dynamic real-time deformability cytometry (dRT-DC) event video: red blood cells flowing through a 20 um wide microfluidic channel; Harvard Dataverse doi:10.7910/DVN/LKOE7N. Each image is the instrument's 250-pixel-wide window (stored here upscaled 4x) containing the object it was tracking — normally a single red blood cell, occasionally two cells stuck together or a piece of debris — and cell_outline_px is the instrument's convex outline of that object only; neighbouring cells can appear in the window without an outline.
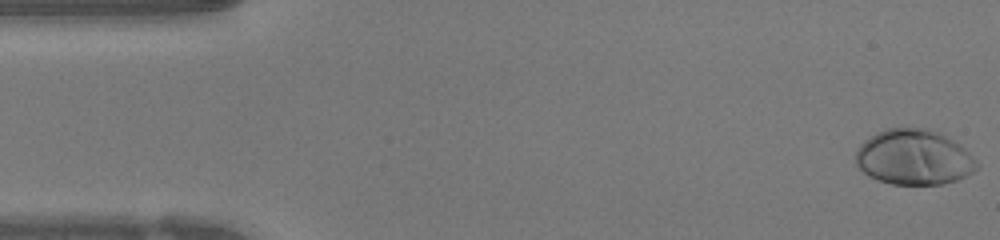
{"species": "human", "species_latin": "Homo sapiens", "temperature_condition": "warm", "stored_images_in_passage": 47, "camera_frame_rate_fps": 3000, "um_per_image_px": 0.085, "donor": {"sex": "female"}, "frame": {"image": 1, "passage_image": 1, "time_ms": 0.0, "image_size_px": [1000, 240], "cell_outline_px": [[980, 168], [956, 180], [940, 184], [892, 184], [868, 176], [856, 164], [856, 152], [860, 144], [864, 140], [876, 132], [884, 128], [924, 128], [944, 132], [960, 144], [980, 164]], "centroid_in_image_um": [77.7, 13.34], "position_along_channel_um": 7.3, "area_um2": 39.3}}
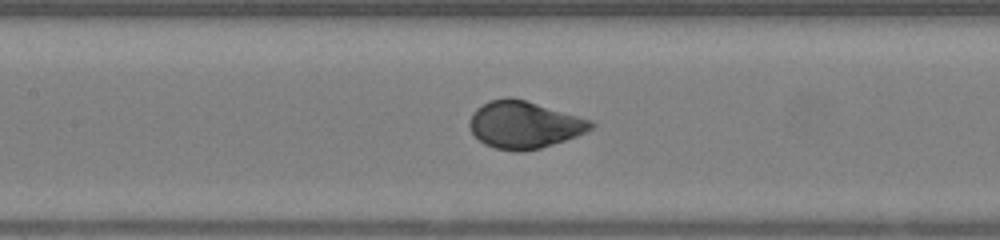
{"frame": {"image": 2, "passage_image": 21, "time_ms": 6.667, "image_size_px": [1000, 240], "cell_outline_px": [[596, 124], [592, 128], [576, 136], [540, 148], [520, 152], [516, 152], [496, 148], [484, 144], [472, 132], [468, 124], [472, 112], [476, 108], [488, 100], [508, 96], [524, 100], [592, 120]], "centroid_in_image_um": [44.52, 10.6], "position_along_channel_um": 162.9, "area_um2": 33.23}}
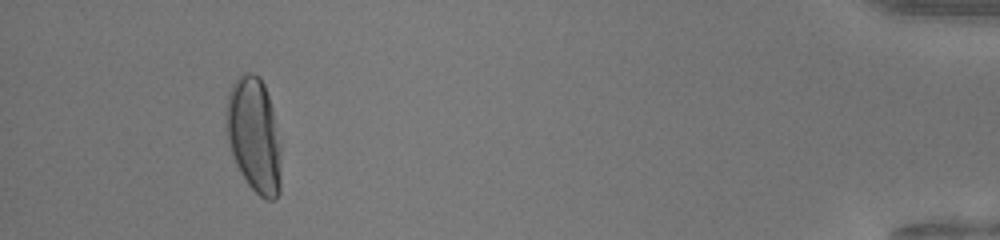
{"frame": {"image": 3, "passage_image": 44, "time_ms": 14.333, "image_size_px": [1000, 240], "cell_outline_px": [[280, 192], [276, 200], [264, 200], [248, 184], [240, 172], [232, 156], [228, 140], [224, 112], [228, 92], [232, 84], [244, 72], [252, 72], [260, 76], [264, 84], [272, 108], [280, 144]], "centroid_in_image_um": [21.58, 11.48], "position_along_channel_um": 413.6, "area_um2": 37.05}, "authors_computed_cell_mechanics": {"area_um2": 34.1598, "velocity_mm_per_s": 4.2353, "shape_relaxation_time_tau1_ms": 2.5937, "shape_relaxation_time_tau2_ms": null, "deformation_change_tau1": 0.187, "deformation_change_tau2": null}}